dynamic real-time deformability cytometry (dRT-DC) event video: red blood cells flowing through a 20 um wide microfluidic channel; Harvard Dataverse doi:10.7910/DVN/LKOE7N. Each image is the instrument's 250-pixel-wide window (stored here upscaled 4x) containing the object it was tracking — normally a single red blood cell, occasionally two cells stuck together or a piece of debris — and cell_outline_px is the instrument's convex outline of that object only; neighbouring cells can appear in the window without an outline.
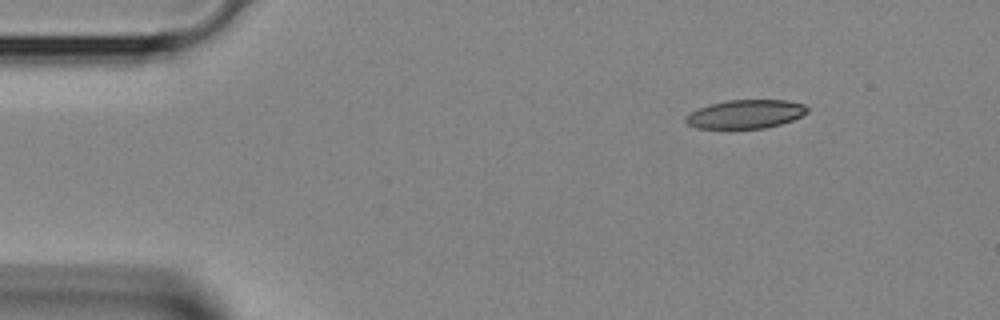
{"species": "Egyptian fruit bat (a non-hibernating species)", "species_latin": "Rousettus aegyptiacus", "temperature_condition": "room temperature", "stored_images_in_passage": 3, "segment_of_instrument_passage": [2, 2], "camera_frame_rate_fps": 3000, "um_per_image_px": 0.085, "animal": {"sex": "female"}, "frame": {"image": 1, "passage_image": 3, "time_ms": 0.667, "image_size_px": [1000, 320], "cell_outline_px": [[808, 112], [792, 120], [780, 124], [764, 128], [728, 132], [696, 128], [688, 124], [684, 120], [684, 116], [708, 104], [728, 100], [788, 100], [804, 104], [808, 108]], "centroid_in_image_um": [63.31, 9.75], "position_along_channel_um": 21.7, "area_um2": 21.21}}